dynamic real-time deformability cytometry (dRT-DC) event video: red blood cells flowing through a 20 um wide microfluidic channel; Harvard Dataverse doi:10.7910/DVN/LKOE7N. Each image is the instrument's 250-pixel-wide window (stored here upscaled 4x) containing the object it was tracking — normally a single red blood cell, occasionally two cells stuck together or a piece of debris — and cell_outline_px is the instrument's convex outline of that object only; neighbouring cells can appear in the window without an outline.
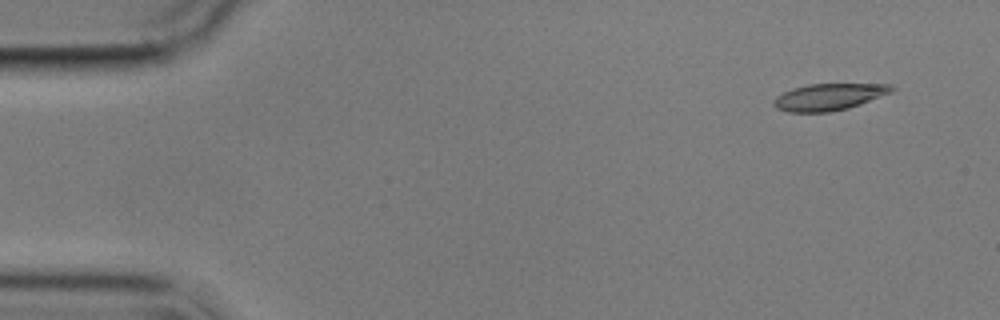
{"species": "common noctule bat (a hibernating species)", "species_latin": "Nyctalus noctula", "temperature_condition": "cold", "stored_images_in_passage": 5, "camera_frame_rate_fps": 3000, "um_per_image_px": 0.085, "animal": {"sex": "male", "body_mass_g": 17.9}, "frame": {"image": 1, "passage_image": 2, "time_ms": 1.0, "image_size_px": [1000, 320], "cell_outline_px": [[896, 88], [892, 92], [860, 104], [848, 108], [828, 112], [788, 112], [776, 108], [772, 104], [776, 96], [792, 88], [808, 84], [892, 84]], "centroid_in_image_um": [70.45, 8.23], "position_along_channel_um": 14.5, "area_um2": 18.38}}